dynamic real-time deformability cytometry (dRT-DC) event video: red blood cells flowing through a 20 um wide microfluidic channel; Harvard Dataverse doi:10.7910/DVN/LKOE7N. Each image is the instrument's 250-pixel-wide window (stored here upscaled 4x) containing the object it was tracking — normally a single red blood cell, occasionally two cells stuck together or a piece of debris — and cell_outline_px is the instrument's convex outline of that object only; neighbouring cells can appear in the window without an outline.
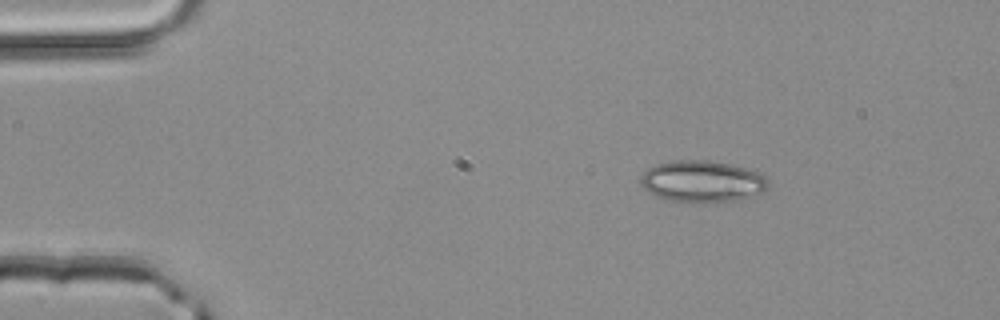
{"species": "common noctule bat (a hibernating species)", "species_latin": "Nyctalus noctula", "temperature_condition": "room temperature", "stored_images_in_passage": 2, "camera_frame_rate_fps": 3000, "um_per_image_px": 0.085, "animal": {"sex": "male", "body_mass_g": 20.4}, "frame": {"image": 1, "passage_image": 1, "time_ms": 0.0, "image_size_px": [1000, 320], "cell_outline_px": [[768, 188], [764, 192], [740, 200], [716, 204], [692, 204], [664, 200], [648, 192], [640, 184], [640, 176], [648, 168], [656, 164], [672, 160], [708, 160], [732, 164], [748, 168], [764, 176], [768, 180]], "centroid_in_image_um": [59.68, 15.46], "position_along_channel_um": 25.3, "area_um2": 32.08}}